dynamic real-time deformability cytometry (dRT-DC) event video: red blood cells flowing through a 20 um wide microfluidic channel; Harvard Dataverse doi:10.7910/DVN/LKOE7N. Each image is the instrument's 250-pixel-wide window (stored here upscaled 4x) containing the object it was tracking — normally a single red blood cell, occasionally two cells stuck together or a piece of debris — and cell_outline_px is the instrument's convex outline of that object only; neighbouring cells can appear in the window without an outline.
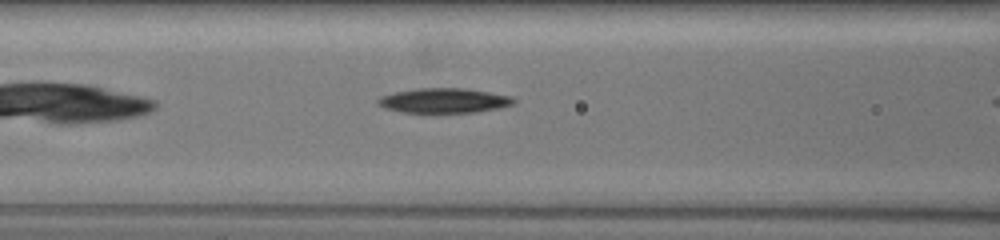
{"species": "common noctule bat (a hibernating species)", "species_latin": "Nyctalus noctula", "temperature_condition": "warm", "stored_images_in_passage": 15, "camera_frame_rate_fps": 3000, "um_per_image_px": 0.085, "animal": {"sex": "female", "body_mass_g": 19.5, "forearm_length_mm": 54.1}, "frame": {"image": 1, "passage_image": 7, "time_ms": 2.333, "image_size_px": [1000, 240], "cell_outline_px": [[516, 100], [512, 104], [496, 108], [476, 112], [404, 112], [388, 108], [380, 104], [376, 100], [380, 96], [396, 92], [416, 88], [460, 88], [488, 92], [512, 96]], "centroid_in_image_um": [37.75, 8.54], "position_along_channel_um": 128.9, "area_um2": 19.13}}
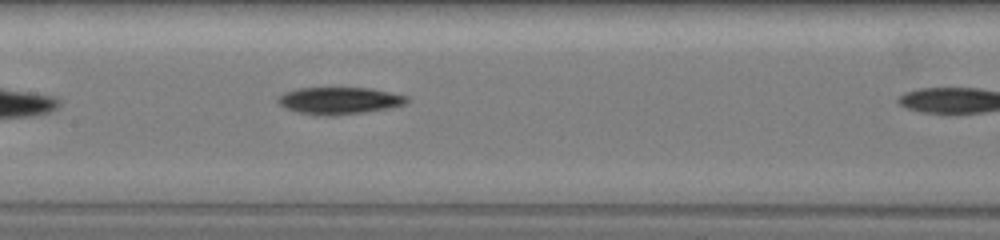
{"frame": {"image": 2, "passage_image": 11, "time_ms": 3.667, "image_size_px": [1000, 240], "cell_outline_px": [[408, 100], [404, 104], [364, 112], [332, 116], [320, 116], [296, 112], [280, 104], [276, 100], [284, 92], [300, 88], [372, 88], [408, 96]], "centroid_in_image_um": [28.81, 8.55], "position_along_channel_um": 178.6, "area_um2": 20.11}}